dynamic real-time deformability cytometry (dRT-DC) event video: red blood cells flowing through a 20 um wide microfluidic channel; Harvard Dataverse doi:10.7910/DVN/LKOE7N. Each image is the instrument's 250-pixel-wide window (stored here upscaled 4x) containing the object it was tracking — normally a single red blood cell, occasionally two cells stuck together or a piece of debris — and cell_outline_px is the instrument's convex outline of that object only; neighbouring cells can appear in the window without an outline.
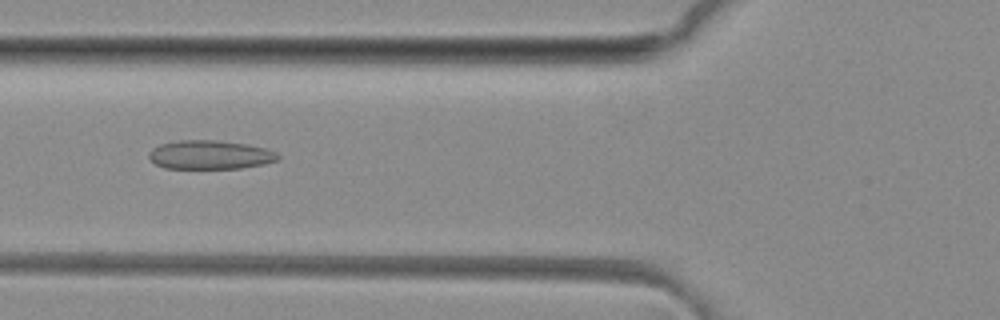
{"species": "common noctule bat (a hibernating species)", "species_latin": "Nyctalus noctula", "temperature_condition": "room temperature", "stored_images_in_passage": 34, "camera_frame_rate_fps": 3000, "um_per_image_px": 0.085, "animal": {"sex": "female", "body_mass_g": 29.2, "forearm_length_mm": 56.3}, "frame": {"image": 1, "passage_image": 5, "time_ms": 1.333, "image_size_px": [1000, 320], "cell_outline_px": [[280, 160], [264, 164], [240, 168], [164, 168], [156, 164], [148, 156], [148, 152], [152, 148], [160, 144], [180, 140], [216, 140], [244, 144], [264, 148], [276, 152], [280, 156]], "centroid_in_image_um": [17.85, 13.16], "position_along_channel_um": 107.9, "area_um2": 21.62}}
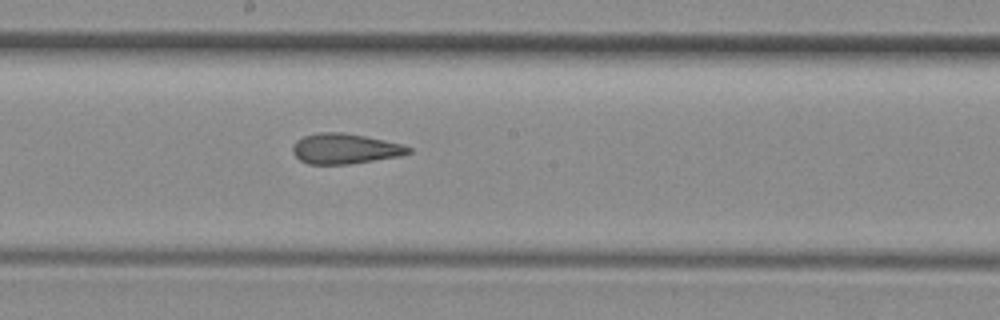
{"frame": {"image": 2, "passage_image": 13, "time_ms": 4.0, "image_size_px": [1000, 320], "cell_outline_px": [[412, 152], [400, 156], [348, 164], [308, 164], [300, 160], [292, 152], [292, 148], [296, 140], [304, 136], [320, 132], [344, 132], [384, 140], [400, 144], [412, 148]], "centroid_in_image_um": [29.3, 12.64], "position_along_channel_um": 218.9, "area_um2": 20.35}}
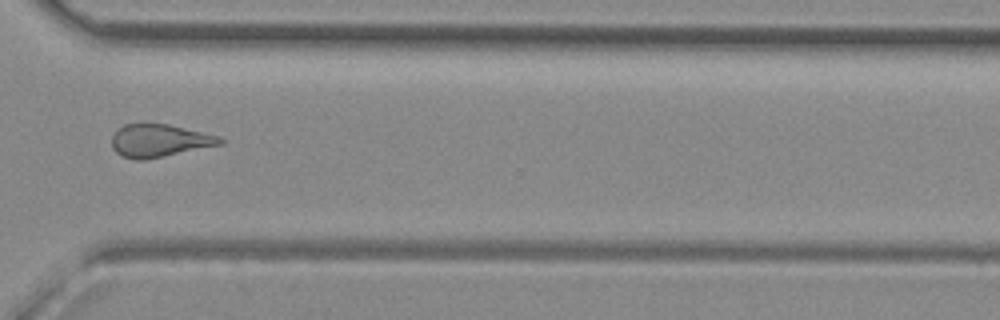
{"frame": {"image": 3, "passage_image": 23, "time_ms": 7.333, "image_size_px": [1000, 320], "cell_outline_px": [[224, 144], [144, 160], [136, 160], [120, 156], [112, 148], [112, 136], [116, 128], [124, 124], [168, 124], [220, 136], [224, 140]], "centroid_in_image_um": [13.53, 11.96], "position_along_channel_um": 357.1, "area_um2": 20.81}, "authors_computed_cell_mechanics": {"area_um2": 20.6924, "velocity_mm_per_s": 4.1552, "shape_relaxation_time_tau1_ms": null, "shape_relaxation_time_tau2_ms": 2.6568, "deformation_change_tau1": null, "deformation_change_tau2": 0.1216}}